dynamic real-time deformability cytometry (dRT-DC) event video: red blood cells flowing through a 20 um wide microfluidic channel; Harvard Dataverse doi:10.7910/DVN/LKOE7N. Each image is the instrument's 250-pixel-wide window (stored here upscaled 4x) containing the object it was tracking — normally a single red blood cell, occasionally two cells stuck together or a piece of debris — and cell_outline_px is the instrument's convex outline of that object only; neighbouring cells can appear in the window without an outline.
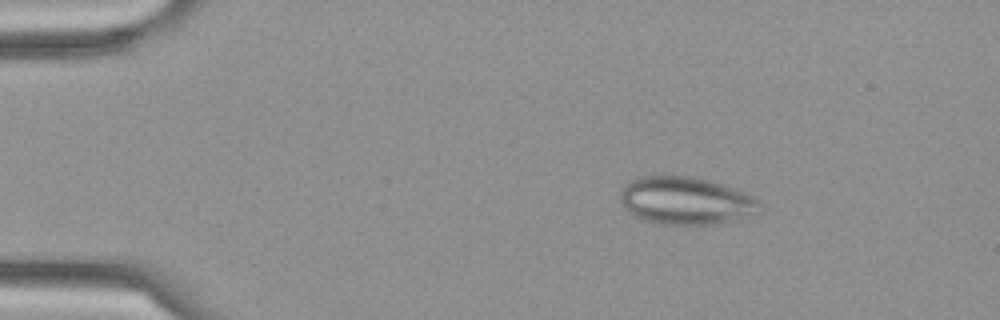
{"species": "Egyptian fruit bat (a non-hibernating species)", "species_latin": "Rousettus aegyptiacus", "temperature_condition": "cold", "stored_images_in_passage": 10, "camera_frame_rate_fps": 3000, "um_per_image_px": 0.085, "frame": {"image": 1, "passage_image": 2, "time_ms": 0.333, "image_size_px": [1000, 320], "cell_outline_px": [[764, 208], [760, 212], [716, 224], [664, 224], [648, 220], [632, 212], [620, 200], [620, 188], [632, 180], [640, 176], [688, 176], [708, 180], [732, 188], [752, 196]], "centroid_in_image_um": [58.31, 17.04], "position_along_channel_um": 26.7, "area_um2": 37.86}}